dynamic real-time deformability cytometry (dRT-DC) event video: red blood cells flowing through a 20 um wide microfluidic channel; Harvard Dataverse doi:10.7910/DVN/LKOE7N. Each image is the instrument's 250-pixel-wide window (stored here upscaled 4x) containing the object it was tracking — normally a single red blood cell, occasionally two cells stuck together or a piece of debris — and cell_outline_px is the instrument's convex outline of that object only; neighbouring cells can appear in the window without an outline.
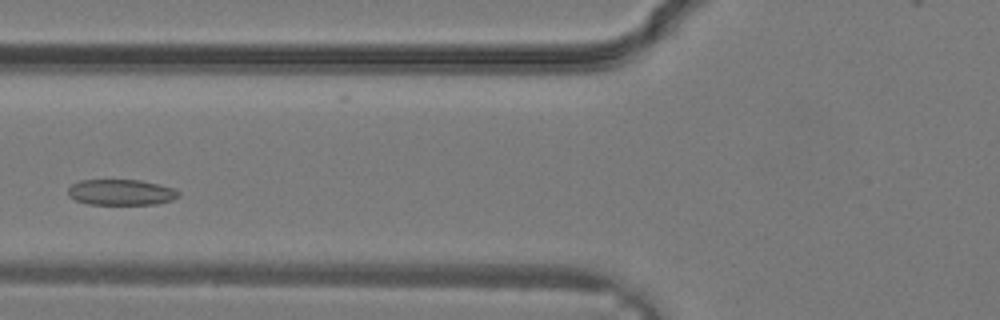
{"species": "common noctule bat (a hibernating species)", "species_latin": "Nyctalus noctula", "temperature_condition": "warm", "stored_images_in_passage": 26, "camera_frame_rate_fps": 3000, "um_per_image_px": 0.085, "animal": {"sex": "male", "body_mass_g": 19.2, "forearm_length_mm": 51.8}, "frame": {"image": 1, "passage_image": 6, "time_ms": 1.667, "image_size_px": [1000, 320], "cell_outline_px": [[180, 196], [172, 200], [156, 204], [88, 204], [76, 200], [68, 196], [68, 188], [72, 184], [80, 180], [140, 180], [172, 188], [180, 192]], "centroid_in_image_um": [10.27, 16.35], "position_along_channel_um": 115.5, "area_um2": 16.53}}
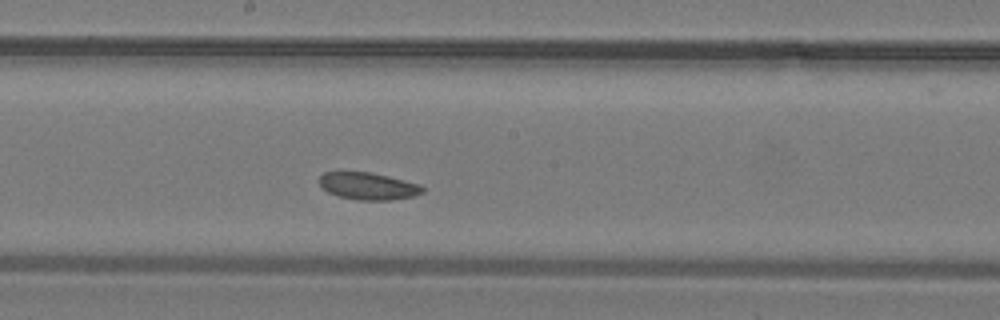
{"frame": {"image": 2, "passage_image": 11, "time_ms": 3.333, "image_size_px": [1000, 320], "cell_outline_px": [[424, 192], [412, 196], [392, 200], [356, 200], [340, 196], [328, 192], [320, 184], [320, 176], [324, 172], [372, 172], [420, 184], [424, 188]], "centroid_in_image_um": [31.32, 15.82], "position_along_channel_um": 216.9, "area_um2": 16.24}}
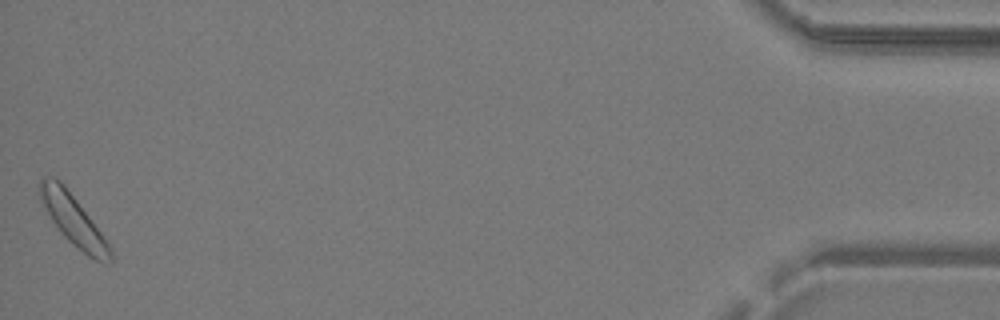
{"frame": {"image": 3, "passage_image": 26, "time_ms": 8.333, "image_size_px": [1000, 320], "cell_outline_px": [[112, 264], [96, 260], [88, 256], [72, 244], [60, 232], [52, 220], [40, 200], [36, 192], [40, 180], [44, 176], [48, 176], [60, 180], [64, 184], [104, 236], [112, 248]], "centroid_in_image_um": [6.21, 18.69], "position_along_channel_um": 429.0, "area_um2": 20.69}}